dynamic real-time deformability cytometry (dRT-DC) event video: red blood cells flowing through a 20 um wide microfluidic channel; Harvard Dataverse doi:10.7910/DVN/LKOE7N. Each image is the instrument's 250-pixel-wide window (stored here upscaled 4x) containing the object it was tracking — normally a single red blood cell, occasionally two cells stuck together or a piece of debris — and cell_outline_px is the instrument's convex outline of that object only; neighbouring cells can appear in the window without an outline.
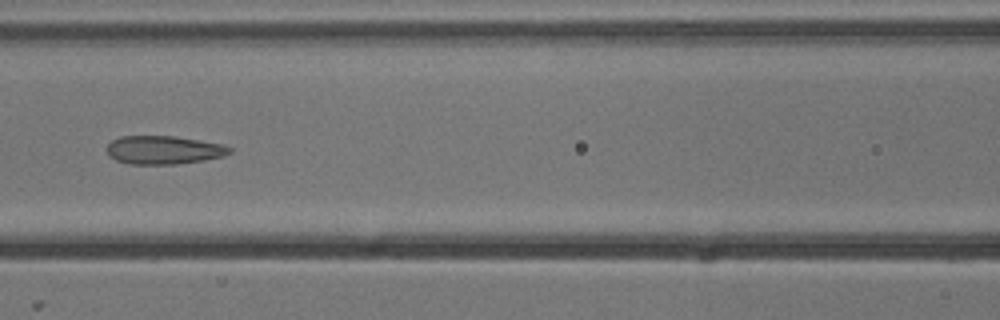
{"species": "common noctule bat (a hibernating species)", "species_latin": "Nyctalus noctula", "temperature_condition": "cold", "stored_images_in_passage": 4, "camera_frame_rate_fps": 3000, "um_per_image_px": 0.085, "animal": {"sex": "male", "body_mass_g": 13.3}, "frame": {"image": 1, "passage_image": 4, "time_ms": 1.0, "image_size_px": [1000, 320], "cell_outline_px": [[232, 152], [224, 156], [204, 160], [176, 164], [128, 164], [116, 160], [108, 156], [108, 144], [112, 140], [120, 136], [176, 136], [224, 144], [232, 148]], "centroid_in_image_um": [13.94, 12.74], "position_along_channel_um": 152.7, "area_um2": 20.46}}